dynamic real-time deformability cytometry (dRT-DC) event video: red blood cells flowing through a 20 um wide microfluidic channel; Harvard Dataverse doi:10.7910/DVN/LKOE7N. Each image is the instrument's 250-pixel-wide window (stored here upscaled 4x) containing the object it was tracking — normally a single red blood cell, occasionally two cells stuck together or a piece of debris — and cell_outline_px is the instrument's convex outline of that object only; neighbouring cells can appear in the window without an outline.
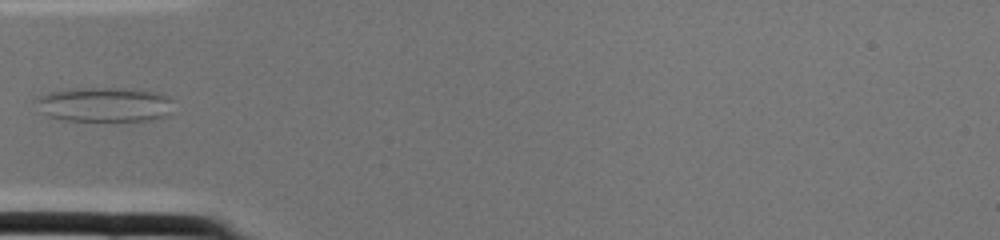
{"species": "common noctule bat (a hibernating species)", "species_latin": "Nyctalus noctula", "temperature_condition": "cold", "stored_images_in_passage": 2, "camera_frame_rate_fps": 3000, "um_per_image_px": 0.085, "animal": {"sex": "female", "body_mass_g": 22.0, "forearm_length_mm": 56.7}, "frame": {"image": 1, "passage_image": 2, "time_ms": 0.333, "image_size_px": [1000, 240], "cell_outline_px": [[172, 100], [168, 116], [148, 120], [64, 120], [48, 116], [32, 100], [48, 92], [76, 88], [132, 88], [156, 92], [168, 96]], "centroid_in_image_um": [8.88, 8.87], "position_along_channel_um": 76.1, "area_um2": 27.63}}